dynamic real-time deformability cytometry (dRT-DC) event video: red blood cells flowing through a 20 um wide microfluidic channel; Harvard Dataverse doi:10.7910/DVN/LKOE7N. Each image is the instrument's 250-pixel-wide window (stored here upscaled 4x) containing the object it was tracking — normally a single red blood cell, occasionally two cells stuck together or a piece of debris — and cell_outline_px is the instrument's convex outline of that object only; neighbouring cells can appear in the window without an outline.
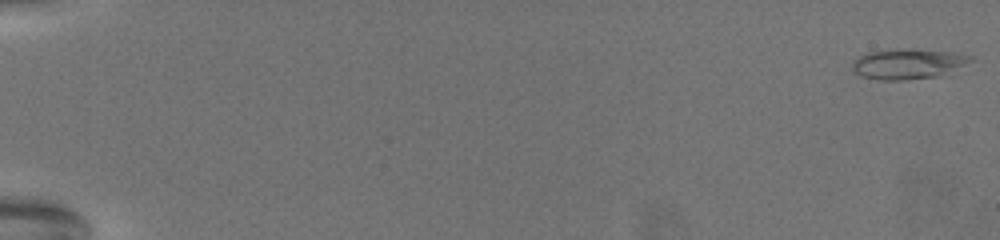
{"species": "common noctule bat (a hibernating species)", "species_latin": "Nyctalus noctula", "temperature_condition": "warm", "stored_images_in_passage": 71, "camera_frame_rate_fps": 3000, "um_per_image_px": 0.085, "animal": {"sex": "female", "body_mass_g": 19.5, "forearm_length_mm": 54.1}, "frame": {"image": 1, "passage_image": 1, "time_ms": 0.0, "image_size_px": [1000, 240], "cell_outline_px": [[976, 60], [940, 76], [904, 80], [880, 80], [860, 76], [852, 68], [852, 60], [868, 52], [912, 48], [952, 52], [972, 56]], "centroid_in_image_um": [77.21, 5.43], "position_along_channel_um": 7.8, "area_um2": 20.98}}
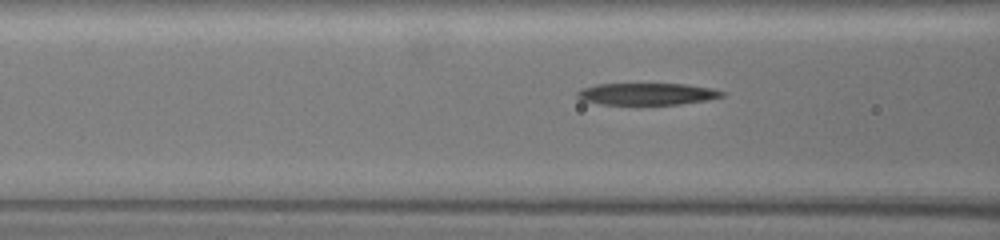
{"frame": {"image": 2, "passage_image": 32, "time_ms": 10.333, "image_size_px": [1000, 240], "cell_outline_px": [[724, 96], [704, 100], [680, 104], [600, 104], [580, 100], [576, 96], [576, 92], [580, 88], [596, 84], [684, 84], [712, 88], [724, 92]], "centroid_in_image_um": [54.92, 7.98], "position_along_channel_um": 111.7, "area_um2": 18.38}}
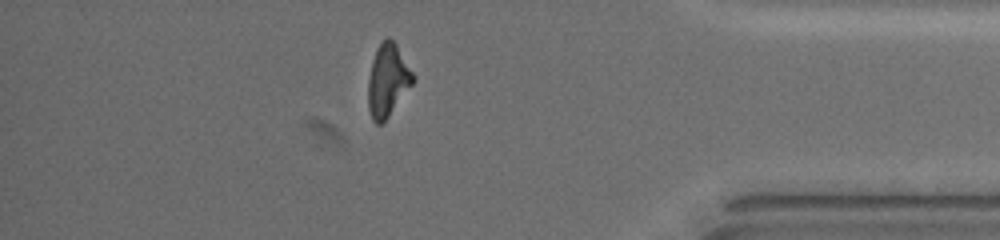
{"frame": {"image": 3, "passage_image": 63, "time_ms": 20.667, "image_size_px": [1000, 240], "cell_outline_px": [[416, 80], [388, 116], [380, 124], [376, 124], [372, 120], [368, 108], [368, 80], [372, 60], [376, 48], [380, 40], [388, 36], [396, 44], [416, 76]], "centroid_in_image_um": [32.96, 6.79], "position_along_channel_um": 402.2, "area_um2": 19.13}, "authors_computed_cell_mechanics": {"area_um2": 19.8832, "velocity_mm_per_s": 3.0675, "shape_relaxation_time_tau1_ms": 4.966, "shape_relaxation_time_tau2_ms": 5.7593, "deformation_change_tau1": 0.216, "deformation_change_tau2": 0.1776}}